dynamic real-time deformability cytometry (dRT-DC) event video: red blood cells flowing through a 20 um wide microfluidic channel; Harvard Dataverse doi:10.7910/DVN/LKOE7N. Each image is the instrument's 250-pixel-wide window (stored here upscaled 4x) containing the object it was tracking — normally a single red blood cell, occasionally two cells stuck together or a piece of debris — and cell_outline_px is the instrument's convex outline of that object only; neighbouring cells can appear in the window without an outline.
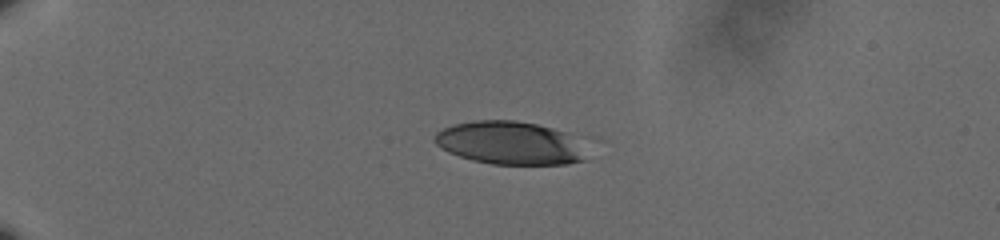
{"species": "human", "species_latin": "Homo sapiens", "temperature_condition": "cold", "stored_images_in_passage": 44, "camera_frame_rate_fps": 3000, "um_per_image_px": 0.085, "donor": {"sex": "male"}, "frame": {"image": 1, "passage_image": 1, "time_ms": 0.0, "image_size_px": [1000, 240], "cell_outline_px": [[584, 160], [568, 164], [492, 164], [472, 160], [448, 152], [436, 144], [436, 132], [444, 128], [456, 124], [472, 120], [516, 120], [536, 124], [552, 128], [564, 132]], "centroid_in_image_um": [43.18, 12.15], "position_along_channel_um": 41.8, "area_um2": 36.82}}
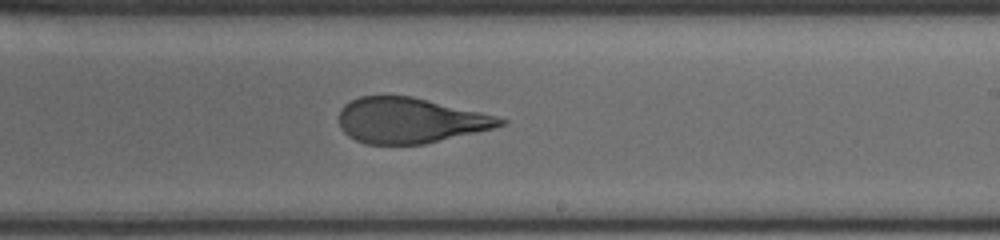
{"frame": {"image": 2, "passage_image": 24, "time_ms": 7.667, "image_size_px": [1000, 240], "cell_outline_px": [[508, 120], [504, 124], [492, 128], [476, 132], [424, 144], [364, 144], [348, 136], [340, 128], [340, 108], [344, 104], [360, 96], [412, 96], [480, 112], [496, 116]], "centroid_in_image_um": [34.81, 10.24], "position_along_channel_um": 254.2, "area_um2": 42.37}}
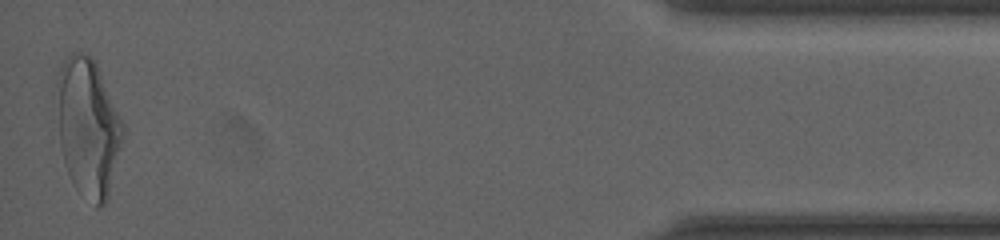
{"frame": {"image": 3, "passage_image": 44, "time_ms": 14.333, "image_size_px": [1000, 240], "cell_outline_px": [[124, 136], [108, 200], [104, 204], [96, 208], [72, 184], [68, 176], [64, 164], [60, 144], [52, 96], [60, 64], [72, 52], [80, 52], [88, 56], [96, 64], [124, 124]], "centroid_in_image_um": [7.43, 10.83], "position_along_channel_um": 427.8, "area_um2": 54.39}, "authors_computed_cell_mechanics": {"area_um2": 44.3037, "velocity_mm_per_s": 3.6149, "shape_relaxation_time_tau1_ms": 5.4599, "shape_relaxation_time_tau2_ms": 1.3545, "deformation_change_tau1": 0.2336, "deformation_change_tau2": 0.0933}}